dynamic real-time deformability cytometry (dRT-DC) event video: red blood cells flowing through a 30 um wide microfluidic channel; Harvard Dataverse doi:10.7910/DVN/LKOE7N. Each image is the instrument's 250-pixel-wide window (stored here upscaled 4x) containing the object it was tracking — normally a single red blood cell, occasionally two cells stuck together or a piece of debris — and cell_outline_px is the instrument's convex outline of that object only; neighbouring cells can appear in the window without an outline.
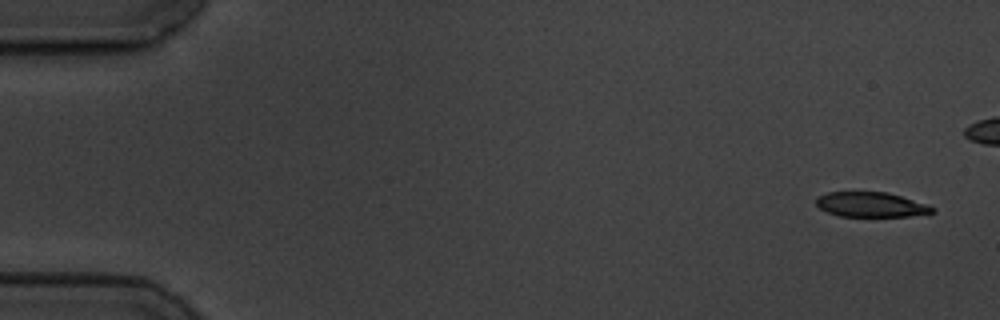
{"species": "common noctule bat (a hibernating species)", "species_latin": "Nyctalus noctula", "temperature_condition": "cold", "stored_images_in_passage": 6, "camera_frame_rate_fps": 3000, "um_per_image_px": 0.085, "animal": {"sex": "male", "body_mass_g": 19.5, "forearm_length_mm": 54.6}, "frame": {"image": 1, "passage_image": 1, "time_ms": 0.0, "image_size_px": [1000, 320], "cell_outline_px": [[936, 212], [908, 216], [840, 216], [828, 212], [820, 208], [816, 204], [816, 196], [828, 192], [888, 192], [928, 204], [936, 208]], "centroid_in_image_um": [74.05, 17.38], "position_along_channel_um": 10.9, "area_um2": 16.88}}